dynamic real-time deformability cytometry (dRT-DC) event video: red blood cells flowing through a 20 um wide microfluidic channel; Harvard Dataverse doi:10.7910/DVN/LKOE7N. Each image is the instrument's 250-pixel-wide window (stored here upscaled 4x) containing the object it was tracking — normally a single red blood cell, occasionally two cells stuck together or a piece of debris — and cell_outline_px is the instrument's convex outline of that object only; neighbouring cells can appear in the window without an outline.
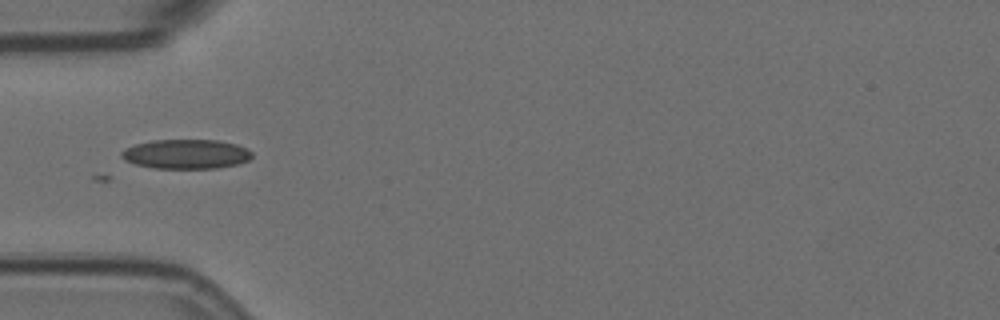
{"species": "Egyptian fruit bat (a non-hibernating species)", "species_latin": "Rousettus aegyptiacus", "temperature_condition": "room temperature", "stored_images_in_passage": 7, "camera_frame_rate_fps": 3000, "um_per_image_px": 0.085, "animal": {"sex": "female"}, "frame": {"image": 1, "passage_image": 5, "time_ms": 1.333, "image_size_px": [1000, 320], "cell_outline_px": [[252, 156], [248, 160], [236, 164], [216, 168], [156, 168], [136, 164], [124, 160], [120, 156], [120, 152], [124, 148], [136, 144], [152, 140], [216, 140], [236, 144], [248, 148], [252, 152]], "centroid_in_image_um": [15.8, 13.09], "position_along_channel_um": 69.2, "area_um2": 22.37}}
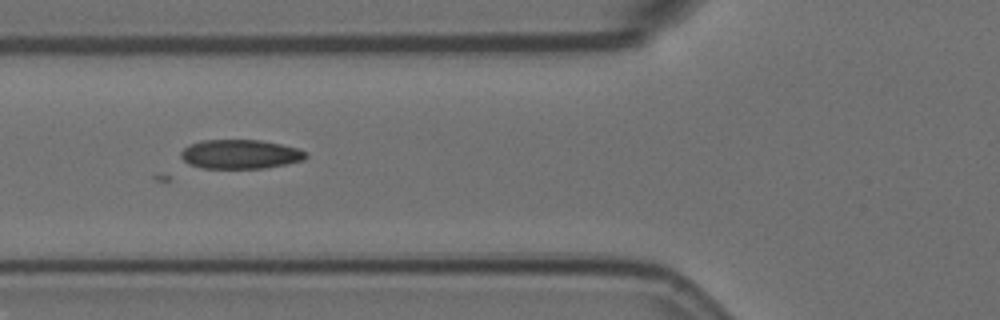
{"frame": {"image": 2, "passage_image": 6, "time_ms": 1.667, "image_size_px": [1000, 320], "cell_outline_px": [[308, 156], [304, 160], [264, 168], [204, 168], [188, 164], [180, 156], [180, 152], [184, 148], [200, 140], [260, 140], [300, 148], [308, 152]], "centroid_in_image_um": [20.45, 13.1], "position_along_channel_um": 105.4, "area_um2": 21.27}}